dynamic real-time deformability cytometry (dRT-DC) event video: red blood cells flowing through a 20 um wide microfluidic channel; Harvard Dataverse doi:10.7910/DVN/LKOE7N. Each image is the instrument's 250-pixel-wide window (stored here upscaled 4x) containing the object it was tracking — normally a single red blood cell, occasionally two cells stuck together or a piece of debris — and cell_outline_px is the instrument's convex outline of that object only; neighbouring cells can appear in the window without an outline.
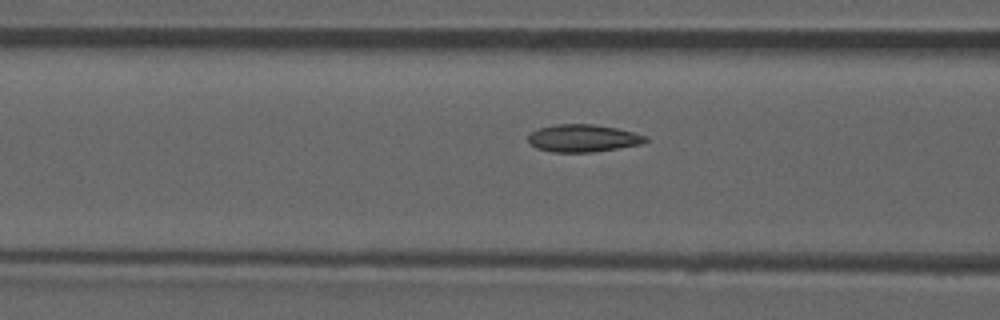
{"species": "common noctule bat (a hibernating species)", "species_latin": "Nyctalus noctula", "temperature_condition": "room temperature", "stored_images_in_passage": 33, "camera_frame_rate_fps": 3000, "um_per_image_px": 0.085, "animal": {"sex": "male", "forearm_length_mm": 52.5}, "frame": {"image": 1, "passage_image": 5, "time_ms": 1.333, "image_size_px": [1000, 320], "cell_outline_px": [[648, 140], [640, 144], [592, 152], [552, 152], [536, 148], [528, 144], [528, 136], [532, 132], [540, 128], [556, 124], [592, 124], [616, 128], [648, 136]], "centroid_in_image_um": [49.52, 11.75], "position_along_channel_um": 117.1, "area_um2": 18.67}, "authors_computed_cell_mechanics": {"area_um2": 18.3226, "velocity_mm_per_s": 3.8572, "shape_relaxation_time_tau1_ms": 6.9158, "shape_relaxation_time_tau2_ms": 1.1598, "deformation_change_tau1": 0.177, "deformation_change_tau2": 0.0587}}